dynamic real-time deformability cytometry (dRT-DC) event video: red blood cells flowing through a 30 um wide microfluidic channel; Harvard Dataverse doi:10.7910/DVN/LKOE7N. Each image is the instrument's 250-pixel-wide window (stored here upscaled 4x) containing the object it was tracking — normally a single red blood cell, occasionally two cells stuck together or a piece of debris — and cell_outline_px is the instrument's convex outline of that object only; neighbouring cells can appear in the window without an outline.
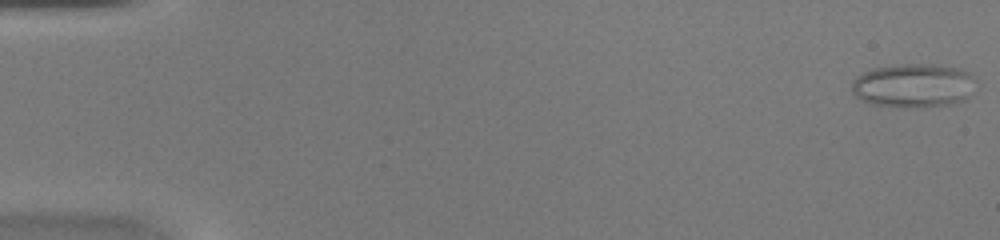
{"species": "common noctule bat (a hibernating species)", "species_latin": "Nyctalus noctula", "temperature_condition": "warm", "stored_images_in_passage": 45, "camera_frame_rate_fps": 3000, "um_per_image_px": 0.085, "animal": {"sex": "female", "body_mass_g": 20.0, "forearm_length_mm": 54.0}, "frame": {"image": 1, "passage_image": 1, "time_ms": 0.0, "image_size_px": [1000, 240], "cell_outline_px": [[976, 80], [968, 100], [952, 104], [920, 108], [900, 108], [872, 104], [860, 100], [852, 92], [852, 80], [856, 76], [872, 68], [896, 64], [940, 64], [960, 68], [968, 72]], "centroid_in_image_um": [77.66, 7.28], "position_along_channel_um": 7.3, "area_um2": 32.6}}
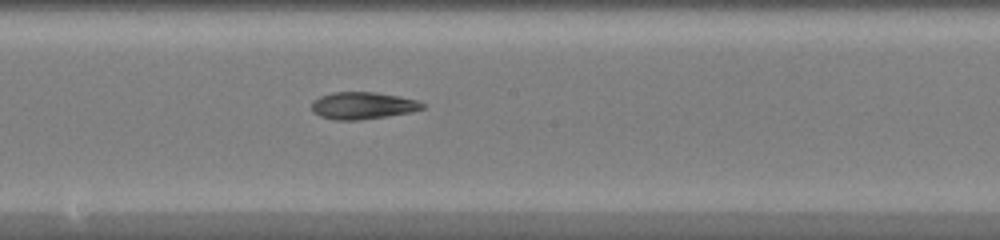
{"frame": {"image": 2, "passage_image": 25, "time_ms": 8.0, "image_size_px": [1000, 240], "cell_outline_px": [[424, 108], [412, 112], [388, 116], [360, 120], [336, 120], [320, 116], [312, 112], [312, 100], [320, 96], [332, 92], [376, 92], [400, 96], [416, 100], [424, 104]], "centroid_in_image_um": [30.82, 8.97], "position_along_channel_um": 217.4, "area_um2": 17.63}}
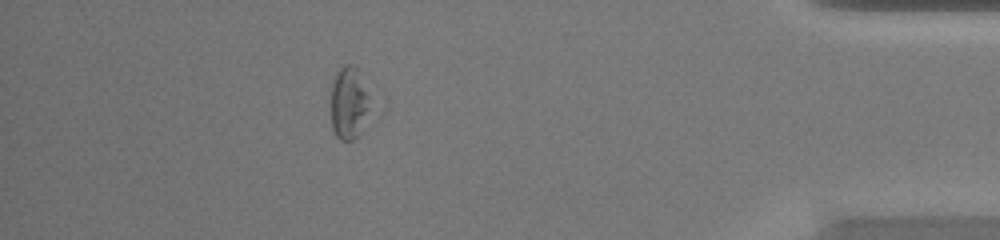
{"frame": {"image": 3, "passage_image": 40, "time_ms": 13.0, "image_size_px": [1000, 240], "cell_outline_px": [[388, 108], [380, 116], [352, 140], [340, 140], [336, 136], [332, 128], [332, 84], [336, 72], [344, 64], [352, 64], [388, 100]], "centroid_in_image_um": [30.13, 8.75], "position_along_channel_um": 405.1, "area_um2": 21.1}}